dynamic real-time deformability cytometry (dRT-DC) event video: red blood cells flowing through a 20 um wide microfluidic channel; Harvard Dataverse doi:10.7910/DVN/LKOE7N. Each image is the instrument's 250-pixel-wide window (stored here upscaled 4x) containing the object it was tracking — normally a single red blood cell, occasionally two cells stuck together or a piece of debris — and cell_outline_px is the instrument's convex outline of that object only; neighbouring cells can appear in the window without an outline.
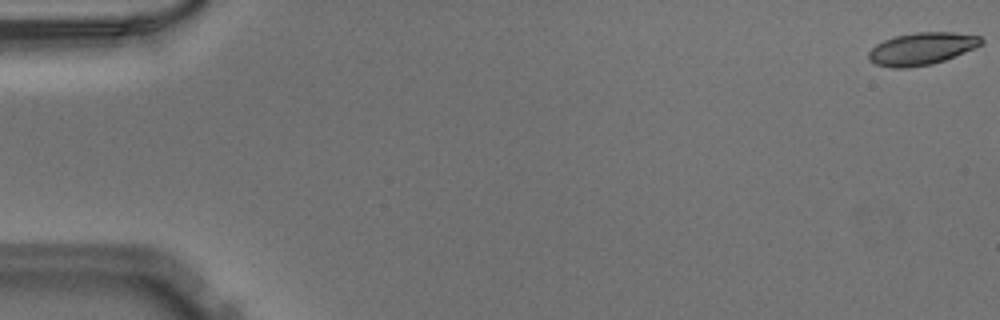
{"species": "Egyptian fruit bat (a non-hibernating species)", "species_latin": "Rousettus aegyptiacus", "temperature_condition": "warm", "stored_images_in_passage": 6, "camera_frame_rate_fps": 3000, "um_per_image_px": 0.085, "animal": {"sex": "male"}, "frame": {"image": 1, "passage_image": 1, "time_ms": 0.0, "image_size_px": [1000, 320], "cell_outline_px": [[984, 44], [976, 48], [944, 60], [932, 64], [908, 68], [892, 68], [876, 64], [868, 60], [868, 52], [876, 44], [884, 40], [896, 36], [916, 32], [956, 32], [980, 36], [984, 40]], "centroid_in_image_um": [78.37, 4.14], "position_along_channel_um": 6.6, "area_um2": 21.39}}